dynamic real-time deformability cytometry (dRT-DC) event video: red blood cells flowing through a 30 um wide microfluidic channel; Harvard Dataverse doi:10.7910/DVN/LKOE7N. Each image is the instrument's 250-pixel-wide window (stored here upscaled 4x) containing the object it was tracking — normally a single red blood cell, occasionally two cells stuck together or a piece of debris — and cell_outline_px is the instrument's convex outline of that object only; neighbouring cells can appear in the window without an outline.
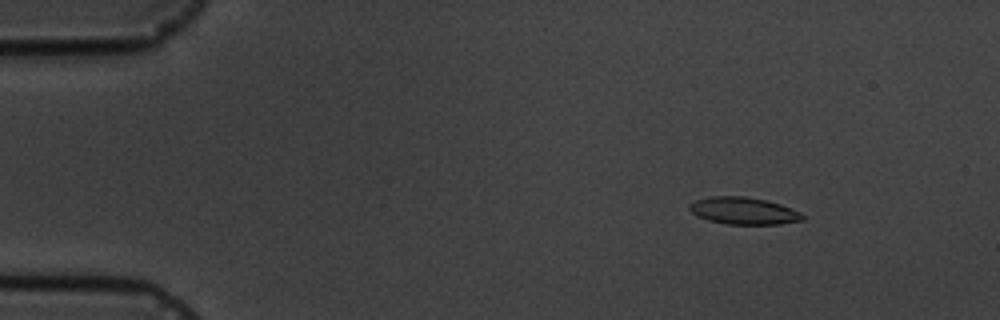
{"species": "common noctule bat (a hibernating species)", "species_latin": "Nyctalus noctula", "temperature_condition": "cold", "stored_images_in_passage": 17, "camera_frame_rate_fps": 3000, "um_per_image_px": 0.085, "animal": {"sex": "male", "body_mass_g": 19.5, "forearm_length_mm": 54.6}, "frame": {"image": 1, "passage_image": 3, "time_ms": 2.333, "image_size_px": [1000, 320], "cell_outline_px": [[804, 220], [780, 224], [728, 224], [708, 220], [692, 212], [688, 208], [688, 204], [692, 200], [712, 196], [744, 196], [764, 200], [780, 204], [800, 212], [804, 216]], "centroid_in_image_um": [63.18, 17.91], "position_along_channel_um": 21.8, "area_um2": 17.8}}
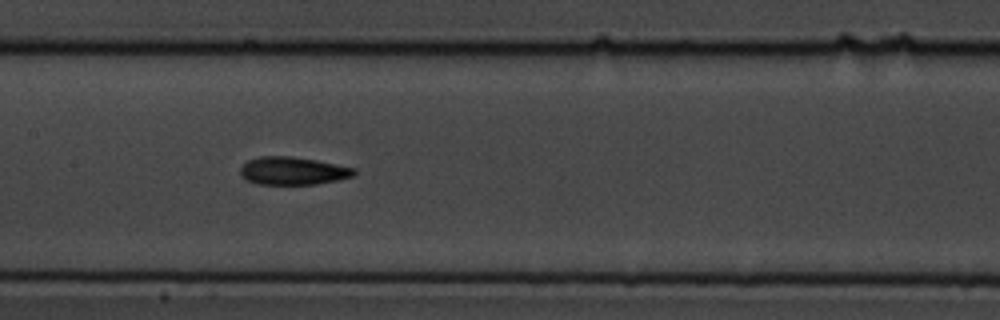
{"frame": {"image": 2, "passage_image": 9, "time_ms": 9.0, "image_size_px": [1000, 320], "cell_outline_px": [[356, 172], [352, 176], [336, 180], [316, 184], [256, 184], [244, 180], [240, 176], [240, 168], [248, 160], [260, 156], [292, 156], [316, 160], [356, 168]], "centroid_in_image_um": [24.85, 14.52], "position_along_channel_um": 182.6, "area_um2": 18.55}}
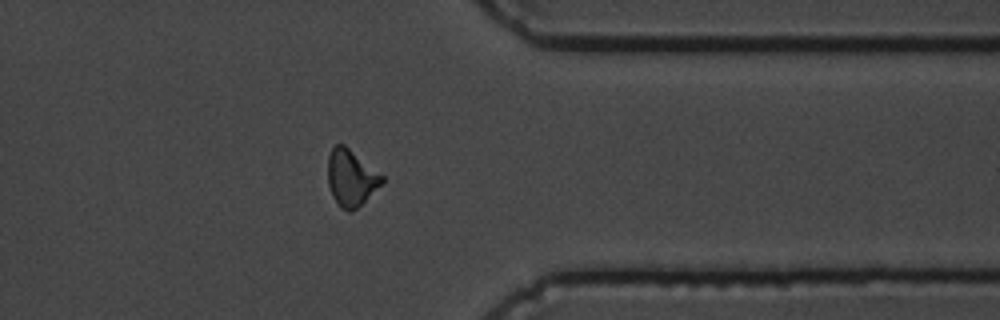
{"frame": {"image": 3, "passage_image": 14, "time_ms": 14.667, "image_size_px": [1000, 320], "cell_outline_px": [[384, 180], [352, 212], [348, 212], [340, 208], [332, 196], [328, 184], [328, 156], [332, 148], [336, 144], [344, 144], [384, 176]], "centroid_in_image_um": [29.8, 15.11], "position_along_channel_um": 381.6, "area_um2": 17.57}, "authors_computed_cell_mechanics": {"area_um2": 17.8024, "velocity_mm_per_s": 3.6541, "shape_relaxation_time_tau1_ms": 3.8535, "shape_relaxation_time_tau2_ms": 2.0616, "deformation_change_tau1": 0.1385, "deformation_change_tau2": 0.0884}}